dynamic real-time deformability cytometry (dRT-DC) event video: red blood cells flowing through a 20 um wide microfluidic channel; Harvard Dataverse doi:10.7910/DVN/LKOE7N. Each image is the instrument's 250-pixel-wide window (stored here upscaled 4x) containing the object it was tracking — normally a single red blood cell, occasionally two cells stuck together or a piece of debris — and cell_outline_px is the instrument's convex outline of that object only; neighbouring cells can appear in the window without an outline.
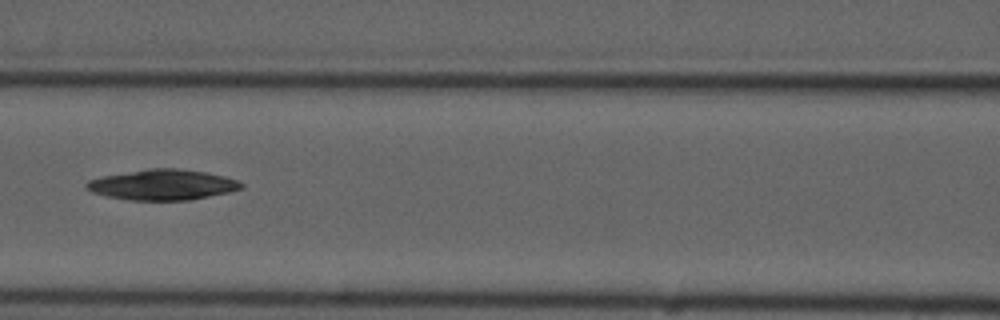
{"species": "common noctule bat (a hibernating species)", "species_latin": "Nyctalus noctula", "temperature_condition": "cold", "stored_images_in_passage": 8, "segment_of_instrument_passage": [1, 2], "camera_frame_rate_fps": 3000, "um_per_image_px": 0.085, "animal": {"sex": "male", "forearm_length_mm": 52.5}, "frame": {"image": 1, "passage_image": 5, "time_ms": 4.667, "image_size_px": [1000, 320], "cell_outline_px": [[244, 188], [228, 192], [188, 200], [128, 200], [108, 196], [92, 192], [84, 188], [84, 184], [88, 180], [104, 176], [148, 168], [176, 168], [204, 172], [224, 176], [236, 180], [244, 184]], "centroid_in_image_um": [13.8, 15.7], "position_along_channel_um": 152.8, "area_um2": 27.34}}
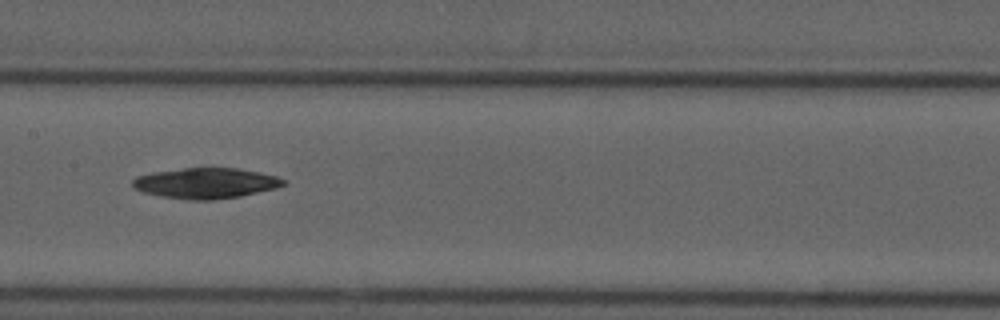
{"frame": {"image": 2, "passage_image": 6, "time_ms": 5.667, "image_size_px": [1000, 320], "cell_outline_px": [[288, 184], [276, 188], [240, 196], [212, 200], [188, 200], [160, 196], [144, 192], [136, 188], [132, 184], [132, 180], [136, 176], [152, 172], [184, 168], [240, 168], [260, 172], [276, 176], [284, 180]], "centroid_in_image_um": [17.51, 15.56], "position_along_channel_um": 189.9, "area_um2": 26.88}}
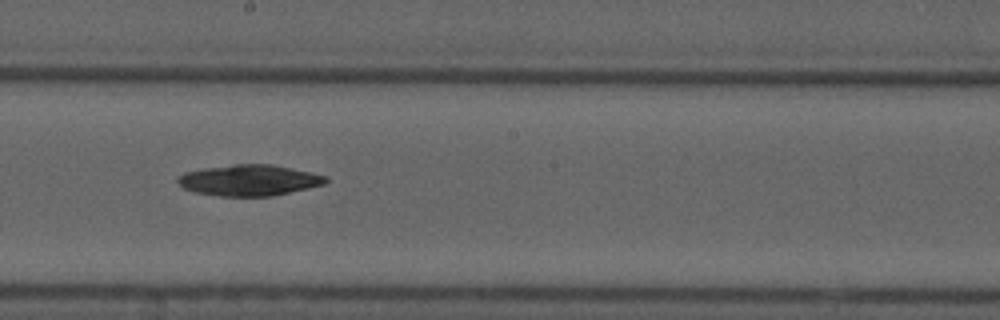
{"frame": {"image": 3, "passage_image": 7, "time_ms": 6.667, "image_size_px": [1000, 320], "cell_outline_px": [[328, 180], [324, 184], [308, 188], [272, 196], [220, 196], [192, 192], [184, 188], [176, 180], [184, 172], [204, 168], [236, 164], [272, 164], [292, 168], [328, 176]], "centroid_in_image_um": [21.18, 15.32], "position_along_channel_um": 227.0, "area_um2": 26.7}}